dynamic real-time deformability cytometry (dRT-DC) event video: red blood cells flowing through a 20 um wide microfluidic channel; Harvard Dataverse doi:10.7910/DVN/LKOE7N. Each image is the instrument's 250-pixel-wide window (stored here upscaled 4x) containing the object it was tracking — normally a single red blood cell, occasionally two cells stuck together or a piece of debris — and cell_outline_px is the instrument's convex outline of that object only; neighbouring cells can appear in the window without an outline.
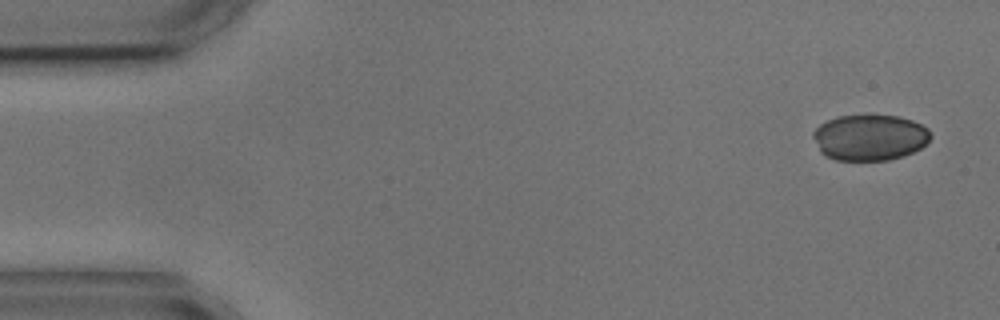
{"species": "common noctule bat (a hibernating species)", "species_latin": "Nyctalus noctula", "temperature_condition": "cold", "stored_images_in_passage": 4, "camera_frame_rate_fps": 3000, "um_per_image_px": 0.085, "animal": {"sex": "male", "body_mass_g": 17.9, "forearm_length_mm": 54.2}, "frame": {"image": 1, "passage_image": 4, "time_ms": 4.667, "image_size_px": [1000, 320], "cell_outline_px": [[932, 136], [920, 148], [904, 156], [888, 160], [836, 160], [820, 152], [812, 136], [812, 132], [820, 124], [836, 116], [868, 112], [872, 112], [900, 116], [912, 120], [928, 128]], "centroid_in_image_um": [73.92, 11.63], "position_along_channel_um": 11.1, "area_um2": 32.31}}